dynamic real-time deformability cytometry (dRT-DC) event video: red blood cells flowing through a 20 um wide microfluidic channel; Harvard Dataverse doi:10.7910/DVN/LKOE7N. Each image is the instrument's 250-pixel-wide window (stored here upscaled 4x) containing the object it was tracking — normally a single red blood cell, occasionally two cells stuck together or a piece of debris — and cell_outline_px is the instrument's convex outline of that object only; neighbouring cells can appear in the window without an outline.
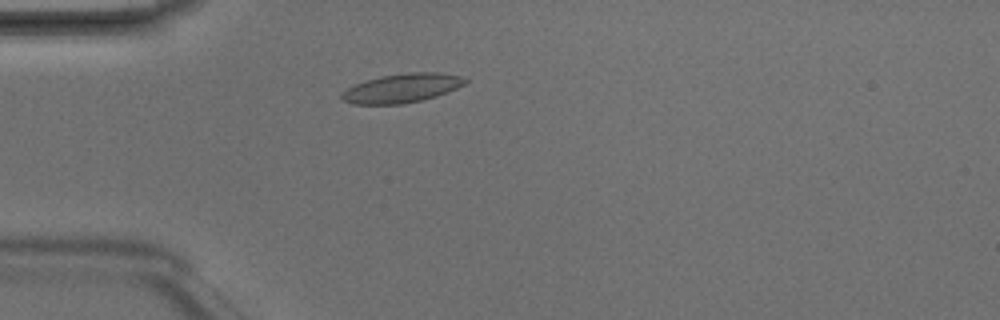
{"species": "Egyptian fruit bat (a non-hibernating species)", "species_latin": "Rousettus aegyptiacus", "temperature_condition": "room temperature", "stored_images_in_passage": 1, "camera_frame_rate_fps": 3000, "um_per_image_px": 0.085, "animal": {"sex": "male"}, "frame": {"image": 1, "passage_image": 1, "time_ms": 0.0, "image_size_px": [1000, 320], "cell_outline_px": [[468, 80], [464, 84], [448, 92], [436, 96], [404, 104], [352, 104], [344, 100], [340, 96], [348, 88], [356, 84], [380, 76], [408, 72], [436, 72], [460, 76]], "centroid_in_image_um": [34.18, 7.49], "position_along_channel_um": 50.8, "area_um2": 20.58}}